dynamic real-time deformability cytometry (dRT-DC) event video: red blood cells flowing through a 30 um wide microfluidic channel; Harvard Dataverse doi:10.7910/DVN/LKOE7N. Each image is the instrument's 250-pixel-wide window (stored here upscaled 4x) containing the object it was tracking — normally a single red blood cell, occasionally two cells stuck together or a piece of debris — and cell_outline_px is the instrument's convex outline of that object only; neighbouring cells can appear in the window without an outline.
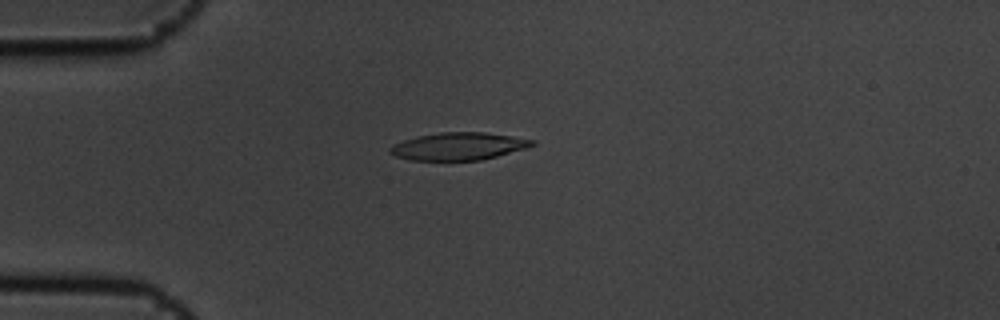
{"species": "common noctule bat (a hibernating species)", "species_latin": "Nyctalus noctula", "temperature_condition": "cold", "stored_images_in_passage": 4, "camera_frame_rate_fps": 3000, "um_per_image_px": 0.085, "animal": {"sex": "male", "body_mass_g": 19.5, "forearm_length_mm": 54.6}, "frame": {"image": 1, "passage_image": 2, "time_ms": 0.333, "image_size_px": [1000, 320], "cell_outline_px": [[536, 144], [528, 148], [480, 160], [408, 160], [396, 156], [388, 152], [388, 148], [392, 144], [404, 140], [420, 136], [440, 132], [484, 132], [512, 136], [536, 140]], "centroid_in_image_um": [38.98, 12.43], "position_along_channel_um": 46.0, "area_um2": 22.83}}
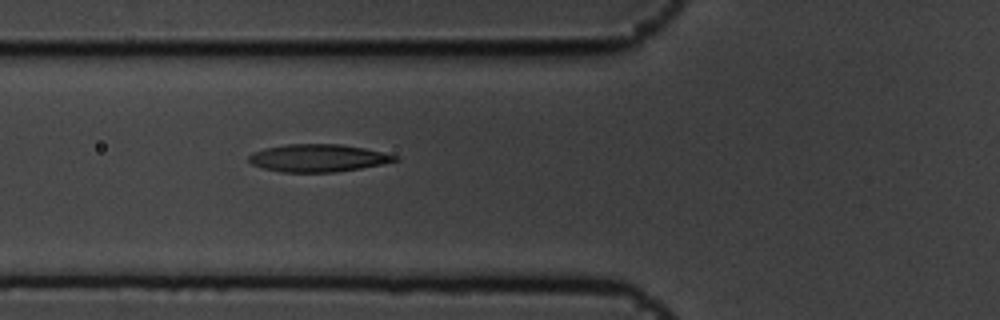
{"frame": {"image": 2, "passage_image": 4, "time_ms": 1.0, "image_size_px": [1000, 320], "cell_outline_px": [[400, 160], [360, 168], [336, 172], [280, 172], [264, 168], [252, 164], [248, 160], [248, 156], [252, 152], [264, 148], [288, 144], [340, 144], [364, 148], [400, 156]], "centroid_in_image_um": [27.03, 13.43], "position_along_channel_um": 98.8, "area_um2": 23.47}}